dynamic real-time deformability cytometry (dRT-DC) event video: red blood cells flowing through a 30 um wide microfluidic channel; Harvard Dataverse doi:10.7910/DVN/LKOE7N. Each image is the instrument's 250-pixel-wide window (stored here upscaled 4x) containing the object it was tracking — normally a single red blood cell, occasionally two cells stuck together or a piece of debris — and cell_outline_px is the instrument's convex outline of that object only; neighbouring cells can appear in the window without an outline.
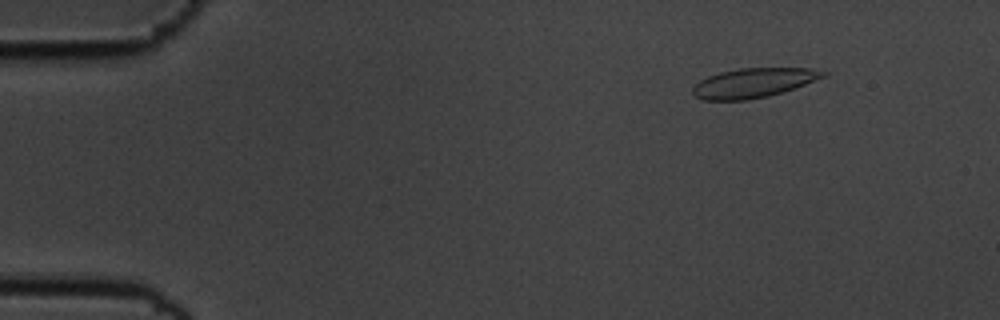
{"species": "common noctule bat (a hibernating species)", "species_latin": "Nyctalus noctula", "temperature_condition": "cold", "stored_images_in_passage": 51, "camera_frame_rate_fps": 3000, "um_per_image_px": 0.085, "animal": {"sex": "male", "body_mass_g": 19.5, "forearm_length_mm": 54.6}, "frame": {"image": 1, "passage_image": 2, "time_ms": 0.333, "image_size_px": [1000, 320], "cell_outline_px": [[828, 76], [796, 88], [768, 96], [748, 100], [704, 100], [696, 96], [692, 92], [692, 88], [700, 80], [708, 76], [720, 72], [740, 68], [812, 68], [828, 72]], "centroid_in_image_um": [64.1, 7.04], "position_along_channel_um": 20.9, "area_um2": 22.54}}
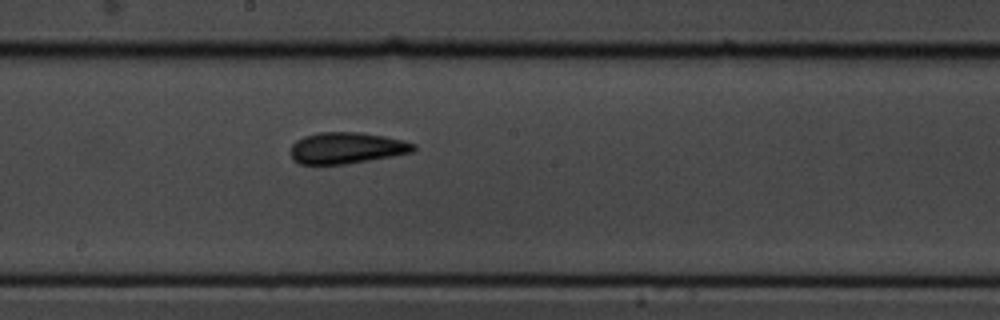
{"frame": {"image": 2, "passage_image": 26, "time_ms": 8.333, "image_size_px": [1000, 320], "cell_outline_px": [[416, 148], [412, 152], [392, 156], [344, 164], [300, 164], [292, 160], [288, 152], [292, 144], [296, 140], [304, 136], [320, 132], [360, 132], [384, 136], [404, 140], [416, 144]], "centroid_in_image_um": [29.42, 12.57], "position_along_channel_um": 218.8, "area_um2": 22.6}}
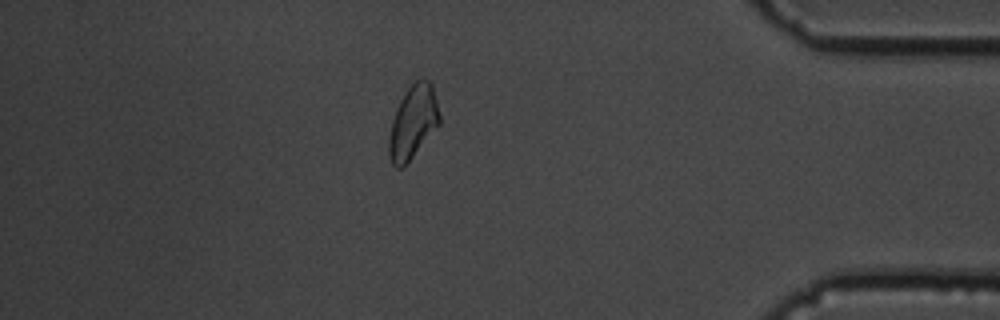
{"frame": {"image": 3, "passage_image": 44, "time_ms": 14.333, "image_size_px": [1000, 320], "cell_outline_px": [[440, 124], [404, 168], [396, 168], [392, 164], [388, 156], [388, 140], [392, 120], [396, 108], [400, 100], [408, 88], [420, 76], [424, 76], [432, 84], [440, 116]], "centroid_in_image_um": [35.1, 10.4], "position_along_channel_um": 400.1, "area_um2": 21.91}, "authors_computed_cell_mechanics": {"area_um2": 22.3108, "velocity_mm_per_s": 3.5898, "shape_relaxation_time_tau1_ms": 7.3597, "shape_relaxation_time_tau2_ms": 3.8339, "deformation_change_tau1": 0.1155, "deformation_change_tau2": 0.0927}}